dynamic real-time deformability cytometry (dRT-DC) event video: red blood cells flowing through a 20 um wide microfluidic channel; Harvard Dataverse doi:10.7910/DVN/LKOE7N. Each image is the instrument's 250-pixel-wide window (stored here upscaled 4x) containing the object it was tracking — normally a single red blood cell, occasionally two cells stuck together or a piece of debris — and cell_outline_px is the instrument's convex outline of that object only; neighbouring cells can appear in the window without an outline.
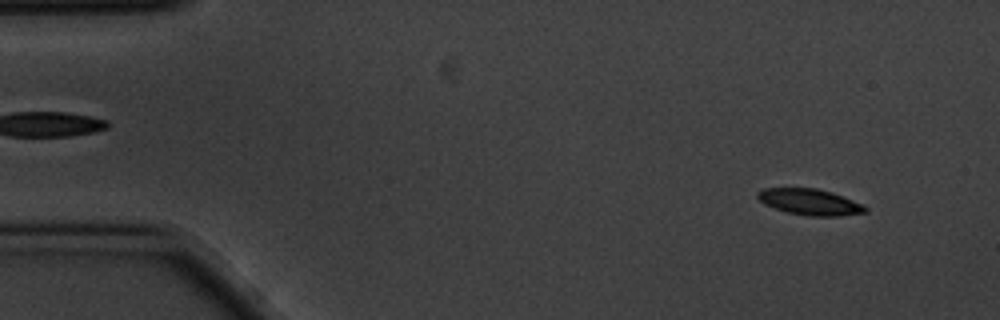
{"species": "common noctule bat (a hibernating species)", "species_latin": "Nyctalus noctula", "temperature_condition": "cold", "stored_images_in_passage": 57, "camera_frame_rate_fps": 3000, "um_per_image_px": 0.085, "animal": {"sex": "male", "body_mass_g": 20.1, "forearm_length_mm": 53.5}, "frame": {"image": 1, "passage_image": 5, "time_ms": 1.333, "image_size_px": [1000, 320], "cell_outline_px": [[868, 212], [840, 216], [808, 216], [788, 212], [764, 204], [756, 196], [756, 192], [760, 188], [816, 188], [832, 192], [852, 200], [868, 208]], "centroid_in_image_um": [68.81, 17.16], "position_along_channel_um": 16.2, "area_um2": 16.36}}
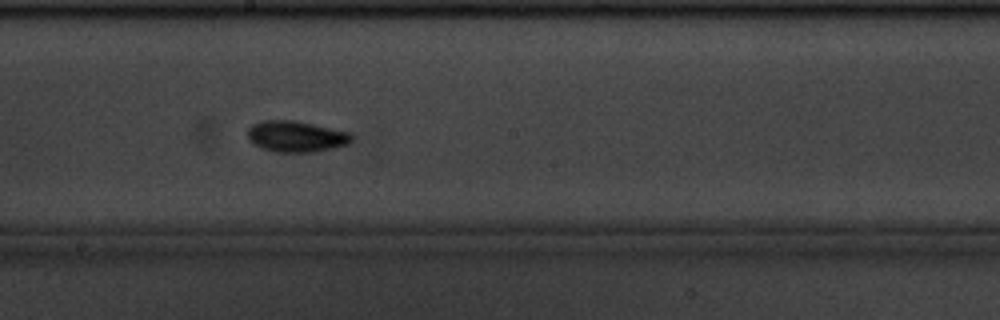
{"frame": {"image": 2, "passage_image": 31, "time_ms": 10.0, "image_size_px": [1000, 320], "cell_outline_px": [[352, 140], [348, 144], [316, 152], [276, 152], [260, 148], [248, 140], [248, 128], [252, 124], [264, 120], [296, 120], [352, 132]], "centroid_in_image_um": [25.18, 11.59], "position_along_channel_um": 223.0, "area_um2": 19.13}}
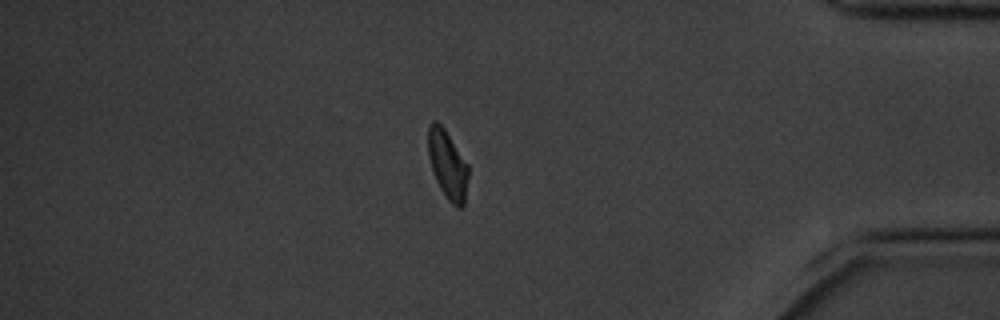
{"frame": {"image": 3, "passage_image": 49, "time_ms": 16.0, "image_size_px": [1000, 320], "cell_outline_px": [[468, 176], [464, 204], [460, 208], [456, 208], [448, 200], [440, 188], [432, 172], [428, 156], [428, 124], [432, 120], [436, 120], [444, 128], [468, 164]], "centroid_in_image_um": [38.03, 13.98], "position_along_channel_um": 397.2, "area_um2": 16.13}, "authors_computed_cell_mechanics": {"area_um2": 16.5308, "velocity_mm_per_s": 3.47, "shape_relaxation_time_tau1_ms": 2.3397, "shape_relaxation_time_tau2_ms": 6.0411, "deformation_change_tau1": 0.1241, "deformation_change_tau2": 0.1059}}